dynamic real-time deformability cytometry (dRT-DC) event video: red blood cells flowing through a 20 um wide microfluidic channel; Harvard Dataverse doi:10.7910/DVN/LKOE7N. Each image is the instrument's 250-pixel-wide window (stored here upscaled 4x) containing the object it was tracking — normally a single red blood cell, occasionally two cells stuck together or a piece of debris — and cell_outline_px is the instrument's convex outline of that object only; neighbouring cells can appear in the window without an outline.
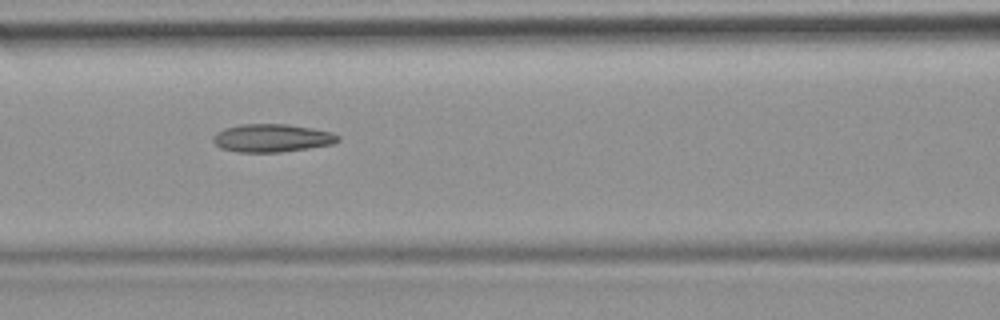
{"species": "common noctule bat (a hibernating species)", "species_latin": "Nyctalus noctula", "temperature_condition": "room temperature", "stored_images_in_passage": 51, "camera_frame_rate_fps": 3000, "um_per_image_px": 0.085, "animal": {"sex": "female", "body_mass_g": 19.9}, "frame": {"image": 1, "passage_image": 22, "time_ms": 7.0, "image_size_px": [1000, 320], "cell_outline_px": [[340, 140], [332, 144], [308, 148], [280, 152], [236, 152], [220, 148], [212, 140], [212, 136], [216, 132], [224, 128], [240, 124], [288, 124], [312, 128], [332, 132], [340, 136]], "centroid_in_image_um": [23.09, 11.73], "position_along_channel_um": 143.5, "area_um2": 20.52}, "authors_computed_cell_mechanics": {"area_um2": 20.9814, "velocity_mm_per_s": 3.9867, "shape_relaxation_time_tau1_ms": null, "shape_relaxation_time_tau2_ms": 2.2296, "deformation_change_tau1": null, "deformation_change_tau2": 0.1041}}